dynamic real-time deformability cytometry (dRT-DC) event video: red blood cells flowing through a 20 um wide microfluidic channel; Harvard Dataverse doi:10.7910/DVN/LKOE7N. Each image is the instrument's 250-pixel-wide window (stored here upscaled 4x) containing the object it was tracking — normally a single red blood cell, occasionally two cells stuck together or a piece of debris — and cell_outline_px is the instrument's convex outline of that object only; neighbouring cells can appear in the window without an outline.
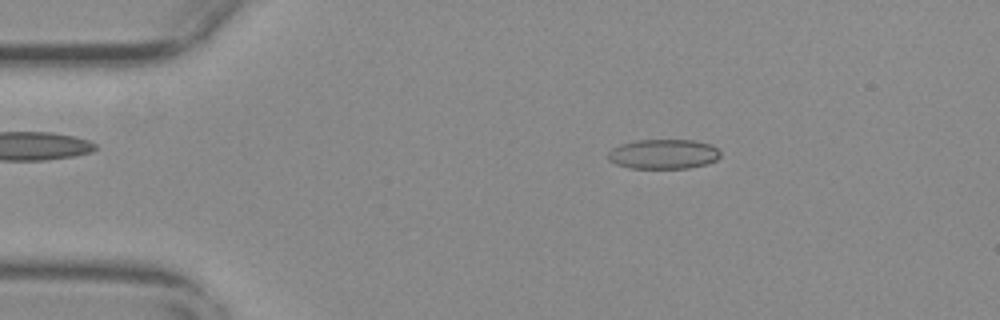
{"species": "common noctule bat (a hibernating species)", "species_latin": "Nyctalus noctula", "temperature_condition": "warm", "stored_images_in_passage": 18, "camera_frame_rate_fps": 3000, "um_per_image_px": 0.085, "animal": {"sex": "female", "body_mass_g": 29.2, "forearm_length_mm": 56.3}, "frame": {"image": 1, "passage_image": 10, "time_ms": 3.0, "image_size_px": [1000, 320], "cell_outline_px": [[720, 156], [716, 160], [704, 164], [688, 168], [628, 168], [616, 164], [608, 160], [608, 152], [612, 148], [620, 144], [636, 140], [692, 140], [712, 144], [720, 152]], "centroid_in_image_um": [56.37, 13.09], "position_along_channel_um": 28.6, "area_um2": 19.48}}
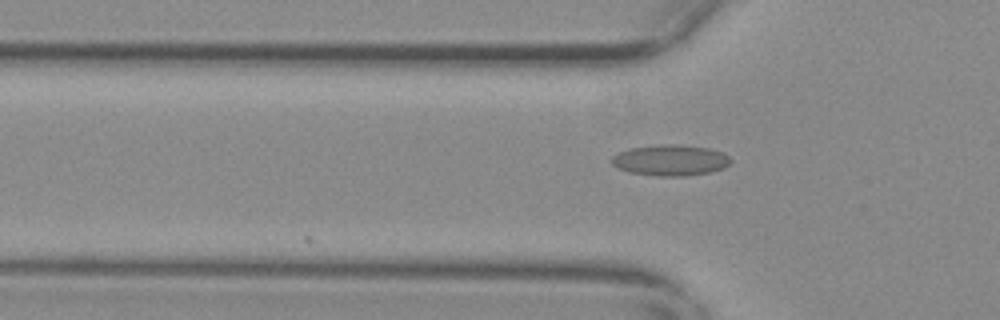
{"frame": {"image": 2, "passage_image": 18, "time_ms": 5.667, "image_size_px": [1000, 320], "cell_outline_px": [[732, 160], [724, 168], [708, 172], [684, 176], [656, 176], [628, 172], [612, 164], [612, 156], [620, 152], [632, 148], [664, 144], [680, 144], [708, 148], [724, 152]], "centroid_in_image_um": [57.01, 13.62], "position_along_channel_um": 68.8, "area_um2": 21.33}}